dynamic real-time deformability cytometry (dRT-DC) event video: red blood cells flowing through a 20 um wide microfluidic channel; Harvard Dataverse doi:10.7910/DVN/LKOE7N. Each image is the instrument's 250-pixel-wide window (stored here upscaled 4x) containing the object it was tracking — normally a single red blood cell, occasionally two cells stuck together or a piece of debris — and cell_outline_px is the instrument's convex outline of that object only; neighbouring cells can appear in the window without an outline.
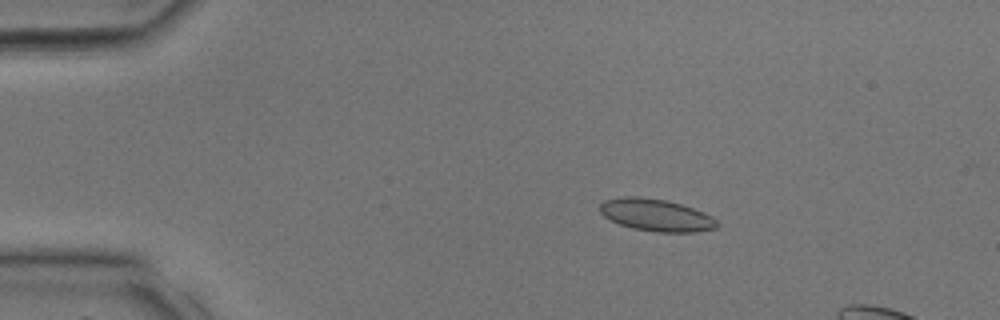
{"species": "common noctule bat (a hibernating species)", "species_latin": "Nyctalus noctula", "temperature_condition": "room temperature", "stored_images_in_passage": 12, "camera_frame_rate_fps": 3000, "um_per_image_px": 0.085, "animal": {"sex": "male", "body_mass_g": 17.9, "forearm_length_mm": 54.2}, "frame": {"image": 1, "passage_image": 7, "time_ms": 2.0, "image_size_px": [1000, 320], "cell_outline_px": [[716, 228], [696, 232], [656, 232], [632, 228], [620, 224], [604, 216], [600, 212], [600, 204], [604, 200], [624, 196], [640, 196], [668, 200], [704, 212], [712, 216], [716, 220]], "centroid_in_image_um": [55.76, 18.27], "position_along_channel_um": 29.2, "area_um2": 21.96}}